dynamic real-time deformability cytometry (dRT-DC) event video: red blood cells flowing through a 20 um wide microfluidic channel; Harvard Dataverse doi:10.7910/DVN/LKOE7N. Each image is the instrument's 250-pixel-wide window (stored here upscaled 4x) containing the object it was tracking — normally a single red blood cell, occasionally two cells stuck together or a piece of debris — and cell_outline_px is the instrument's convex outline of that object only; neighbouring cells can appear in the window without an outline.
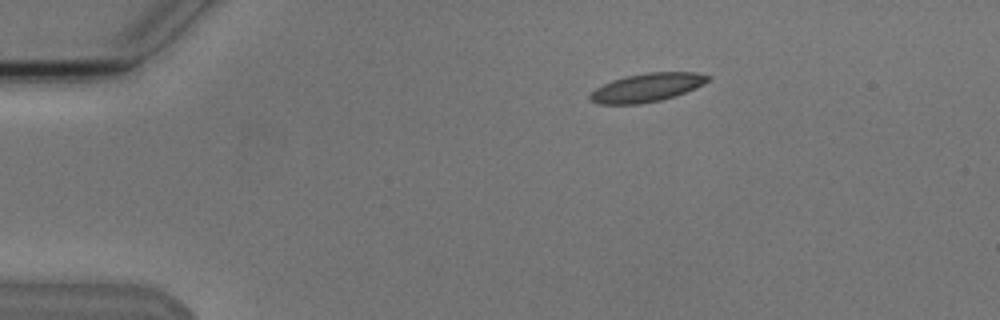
{"species": "Egyptian fruit bat (a non-hibernating species)", "species_latin": "Rousettus aegyptiacus", "temperature_condition": "cold", "stored_images_in_passage": 7, "camera_frame_rate_fps": 3000, "um_per_image_px": 0.085, "animal": {"sex": "male"}, "frame": {"image": 1, "passage_image": 3, "time_ms": 2.333, "image_size_px": [1000, 320], "cell_outline_px": [[712, 76], [704, 84], [696, 88], [676, 96], [660, 100], [640, 104], [596, 104], [588, 100], [588, 96], [596, 88], [612, 80], [624, 76], [648, 72], [696, 72]], "centroid_in_image_um": [54.98, 7.44], "position_along_channel_um": 30.0, "area_um2": 19.77}}
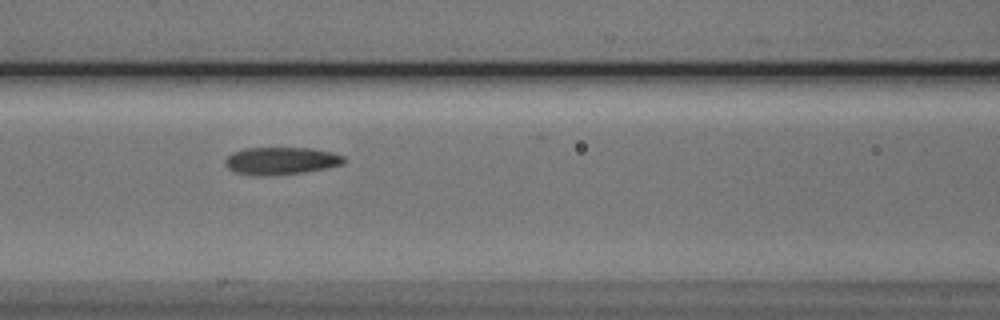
{"frame": {"image": 2, "passage_image": 7, "time_ms": 7.0, "image_size_px": [1000, 320], "cell_outline_px": [[344, 164], [328, 168], [304, 172], [268, 176], [256, 176], [236, 172], [228, 168], [224, 164], [224, 160], [232, 152], [244, 148], [312, 148], [332, 152], [344, 156]], "centroid_in_image_um": [23.88, 13.67], "position_along_channel_um": 142.7, "area_um2": 19.19}}